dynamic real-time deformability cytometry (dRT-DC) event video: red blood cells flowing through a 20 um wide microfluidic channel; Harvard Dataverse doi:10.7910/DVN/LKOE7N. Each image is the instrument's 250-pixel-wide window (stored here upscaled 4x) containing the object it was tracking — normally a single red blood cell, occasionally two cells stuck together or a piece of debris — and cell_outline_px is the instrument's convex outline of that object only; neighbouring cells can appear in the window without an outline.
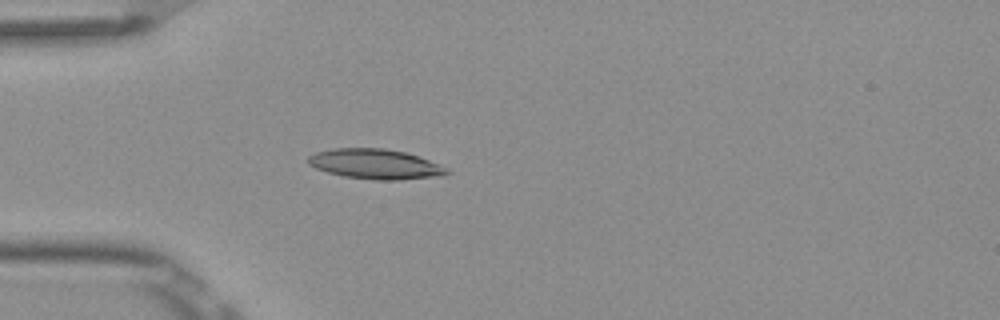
{"species": "Egyptian fruit bat (a non-hibernating species)", "species_latin": "Rousettus aegyptiacus", "temperature_condition": "room temperature", "stored_images_in_passage": 5, "camera_frame_rate_fps": 3000, "um_per_image_px": 0.085, "frame": {"image": 1, "passage_image": 5, "time_ms": 1.333, "image_size_px": [1000, 320], "cell_outline_px": [[452, 172], [440, 176], [396, 180], [376, 180], [344, 176], [328, 172], [316, 168], [308, 164], [308, 156], [316, 152], [332, 148], [384, 148], [404, 152], [440, 164], [448, 168]], "centroid_in_image_um": [31.9, 13.94], "position_along_channel_um": 53.1, "area_um2": 24.16}}